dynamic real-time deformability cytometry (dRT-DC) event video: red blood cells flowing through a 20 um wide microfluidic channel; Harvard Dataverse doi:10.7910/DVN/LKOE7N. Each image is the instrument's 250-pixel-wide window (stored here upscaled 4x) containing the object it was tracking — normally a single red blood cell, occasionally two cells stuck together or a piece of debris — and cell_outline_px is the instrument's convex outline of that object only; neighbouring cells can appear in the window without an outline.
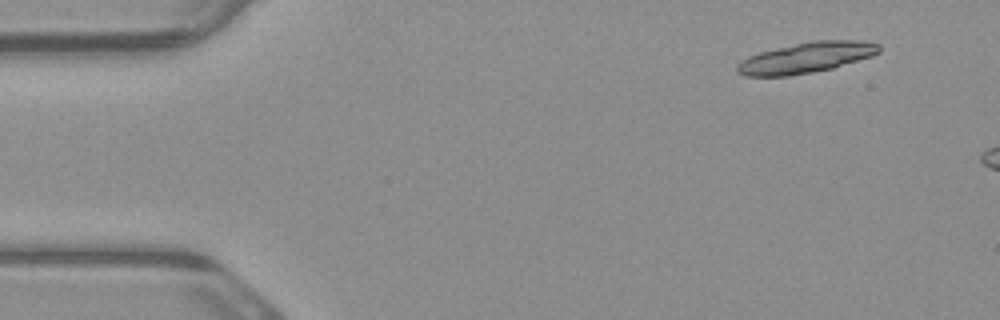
{"species": "common noctule bat (a hibernating species)", "species_latin": "Nyctalus noctula", "temperature_condition": "warm", "stored_images_in_passage": 3, "camera_frame_rate_fps": 3000, "um_per_image_px": 0.085, "animal": {"sex": "male", "body_mass_g": 23.1, "forearm_length_mm": 52.7}, "frame": {"image": 1, "passage_image": 1, "time_ms": 0.0, "image_size_px": [1000, 320], "cell_outline_px": [[880, 52], [872, 56], [832, 68], [812, 72], [788, 76], [744, 76], [736, 72], [736, 64], [748, 56], [760, 52], [776, 48], [812, 40], [864, 40], [880, 44]], "centroid_in_image_um": [68.52, 4.89], "position_along_channel_um": 16.5, "area_um2": 25.43}}